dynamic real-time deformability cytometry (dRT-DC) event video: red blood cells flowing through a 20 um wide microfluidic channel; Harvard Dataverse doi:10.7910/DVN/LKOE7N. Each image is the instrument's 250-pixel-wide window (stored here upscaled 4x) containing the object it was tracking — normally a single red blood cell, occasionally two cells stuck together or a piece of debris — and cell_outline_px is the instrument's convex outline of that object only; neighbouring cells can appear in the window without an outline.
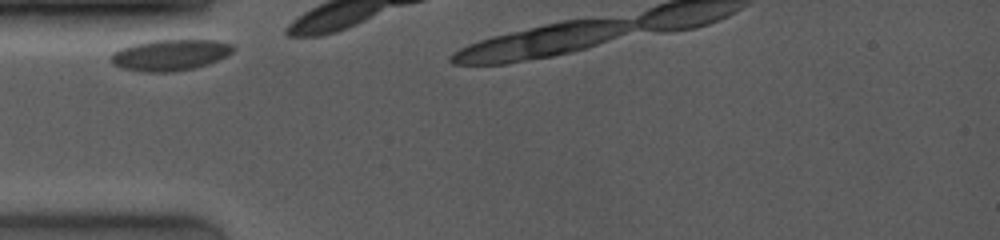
{"species": "common noctule bat (a hibernating species)", "species_latin": "Nyctalus noctula", "temperature_condition": "room temperature", "stored_images_in_passage": 3, "camera_frame_rate_fps": 4000, "um_per_image_px": 0.085, "animal": {"sex": "female", "body_mass_g": 19.0, "forearm_length_mm": 53.3}, "frame": {"image": 1, "passage_image": 1, "time_ms": 0.0, "image_size_px": [1000, 240], "cell_outline_px": [[236, 48], [228, 56], [208, 64], [196, 68], [172, 72], [140, 72], [120, 68], [112, 64], [108, 56], [112, 52], [120, 48], [132, 44], [152, 40], [216, 40], [232, 44]], "centroid_in_image_um": [14.43, 4.68], "position_along_channel_um": 70.6, "area_um2": 22.66}}